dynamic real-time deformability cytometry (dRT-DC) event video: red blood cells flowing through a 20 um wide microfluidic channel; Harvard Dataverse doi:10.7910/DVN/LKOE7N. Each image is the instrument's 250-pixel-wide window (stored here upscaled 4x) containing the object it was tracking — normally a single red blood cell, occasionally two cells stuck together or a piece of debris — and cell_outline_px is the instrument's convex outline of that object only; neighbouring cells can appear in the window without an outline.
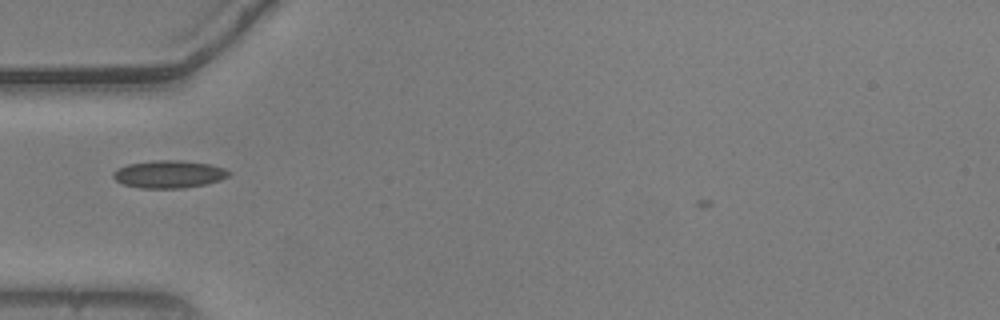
{"species": "common noctule bat (a hibernating species)", "species_latin": "Nyctalus noctula", "temperature_condition": "warm", "stored_images_in_passage": 36, "camera_frame_rate_fps": 3000, "um_per_image_px": 0.085, "animal": {"sex": "male", "body_mass_g": 20.5, "forearm_length_mm": 52.5}, "frame": {"image": 1, "passage_image": 3, "time_ms": 0.667, "image_size_px": [1000, 320], "cell_outline_px": [[232, 172], [228, 176], [220, 180], [204, 184], [184, 188], [140, 188], [124, 184], [116, 180], [112, 176], [112, 172], [116, 168], [128, 164], [152, 160], [180, 160], [212, 164], [224, 168]], "centroid_in_image_um": [14.35, 14.79], "position_along_channel_um": 70.6, "area_um2": 18.73}}
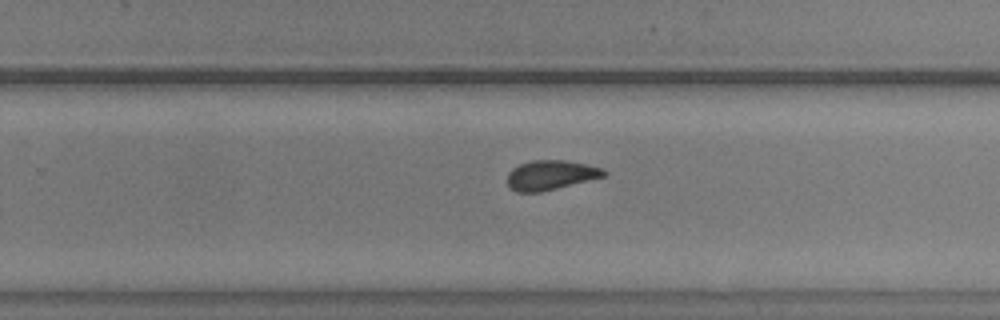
{"frame": {"image": 2, "passage_image": 20, "time_ms": 6.333, "image_size_px": [1000, 320], "cell_outline_px": [[608, 172], [604, 176], [540, 192], [516, 192], [508, 188], [508, 172], [512, 168], [520, 164], [532, 160], [568, 160], [604, 168]], "centroid_in_image_um": [46.79, 14.87], "position_along_channel_um": 283.0, "area_um2": 16.65}}
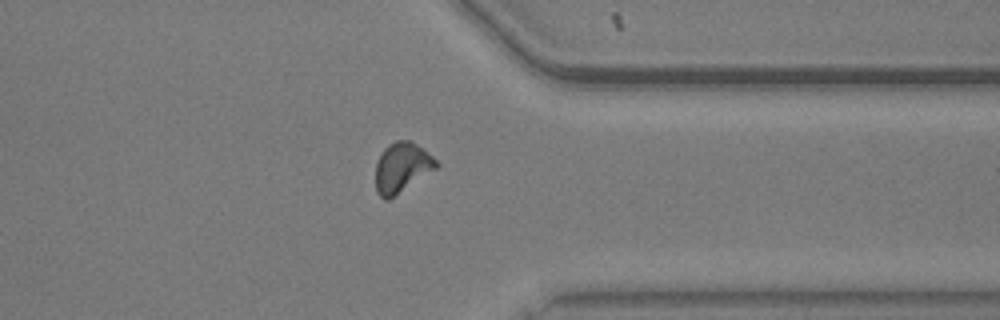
{"frame": {"image": 3, "passage_image": 28, "time_ms": 9.0, "image_size_px": [1000, 320], "cell_outline_px": [[440, 164], [436, 168], [388, 200], [384, 200], [376, 192], [376, 160], [384, 148], [388, 144], [396, 140], [412, 140], [428, 152]], "centroid_in_image_um": [34.14, 14.21], "position_along_channel_um": 377.3, "area_um2": 17.63}}